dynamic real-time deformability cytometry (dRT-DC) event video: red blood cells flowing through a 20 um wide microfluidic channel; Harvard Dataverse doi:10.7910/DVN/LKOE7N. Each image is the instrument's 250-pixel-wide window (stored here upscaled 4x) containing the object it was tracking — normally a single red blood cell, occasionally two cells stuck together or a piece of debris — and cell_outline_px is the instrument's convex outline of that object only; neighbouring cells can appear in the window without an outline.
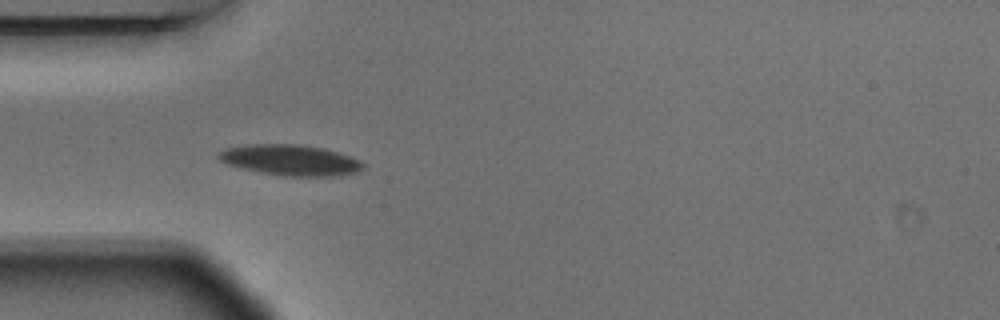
{"species": "Egyptian fruit bat (a non-hibernating species)", "species_latin": "Rousettus aegyptiacus", "temperature_condition": "warm", "stored_images_in_passage": 4, "camera_frame_rate_fps": 3000, "um_per_image_px": 0.085, "animal": {"sex": "male"}, "frame": {"image": 1, "passage_image": 4, "time_ms": 1.0, "image_size_px": [1000, 320], "cell_outline_px": [[364, 168], [356, 172], [336, 176], [284, 176], [260, 172], [224, 164], [216, 156], [216, 152], [224, 148], [248, 144], [296, 144], [324, 148], [340, 152], [360, 160], [364, 164]], "centroid_in_image_um": [24.65, 13.6], "position_along_channel_um": 60.4, "area_um2": 26.18}}